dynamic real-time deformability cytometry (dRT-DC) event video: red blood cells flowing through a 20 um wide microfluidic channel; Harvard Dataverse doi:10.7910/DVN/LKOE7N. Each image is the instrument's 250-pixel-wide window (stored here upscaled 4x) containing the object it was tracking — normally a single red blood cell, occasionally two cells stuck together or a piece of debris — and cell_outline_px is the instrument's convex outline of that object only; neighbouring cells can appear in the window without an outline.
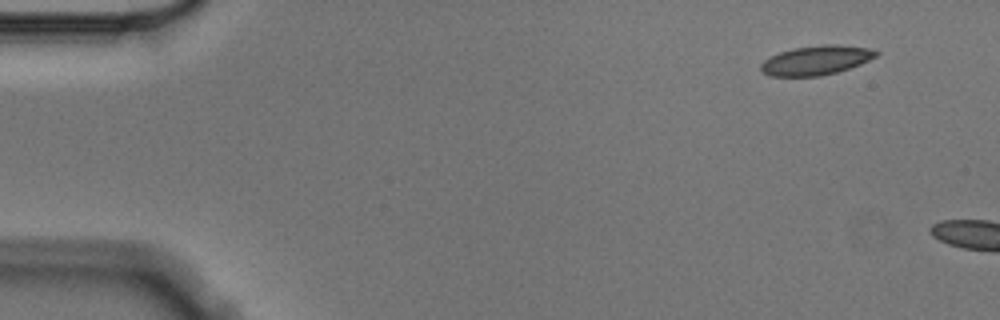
{"species": "Egyptian fruit bat (a non-hibernating species)", "species_latin": "Rousettus aegyptiacus", "temperature_condition": "cold", "stored_images_in_passage": 2, "camera_frame_rate_fps": 3000, "um_per_image_px": 0.085, "animal": {"sex": "male"}, "frame": {"image": 1, "passage_image": 1, "time_ms": 0.0, "image_size_px": [1000, 320], "cell_outline_px": [[880, 52], [876, 56], [860, 64], [836, 72], [820, 76], [768, 76], [760, 68], [760, 64], [764, 60], [780, 52], [792, 48], [820, 44], [840, 44], [868, 48]], "centroid_in_image_um": [69.36, 5.11], "position_along_channel_um": 15.6, "area_um2": 19.65}}